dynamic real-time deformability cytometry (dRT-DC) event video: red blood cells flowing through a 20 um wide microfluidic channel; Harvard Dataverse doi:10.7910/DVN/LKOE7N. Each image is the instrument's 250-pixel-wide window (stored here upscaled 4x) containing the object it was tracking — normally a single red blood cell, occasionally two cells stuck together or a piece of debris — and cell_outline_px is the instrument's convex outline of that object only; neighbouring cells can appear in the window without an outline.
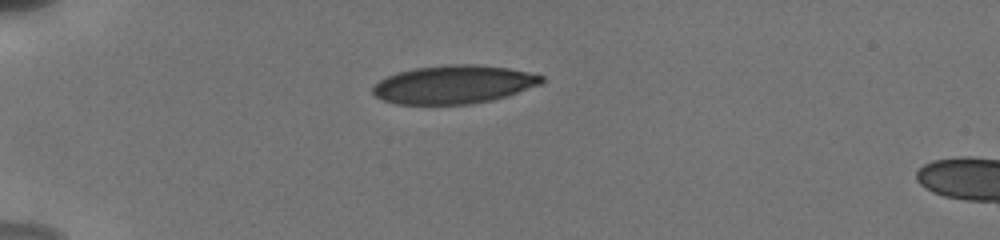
{"species": "human", "species_latin": "Homo sapiens", "temperature_condition": "cold", "stored_images_in_passage": 42, "camera_frame_rate_fps": 3000, "um_per_image_px": 0.085, "donor": {"sex": "male"}, "frame": {"image": 1, "passage_image": 1, "time_ms": 0.0, "image_size_px": [1000, 240], "cell_outline_px": [[544, 80], [540, 84], [508, 96], [492, 100], [472, 104], [396, 104], [384, 100], [376, 96], [372, 92], [372, 88], [380, 80], [396, 72], [416, 68], [452, 64], [472, 64], [508, 68], [528, 72], [544, 76]], "centroid_in_image_um": [38.58, 7.18], "position_along_channel_um": 46.4, "area_um2": 37.57}}
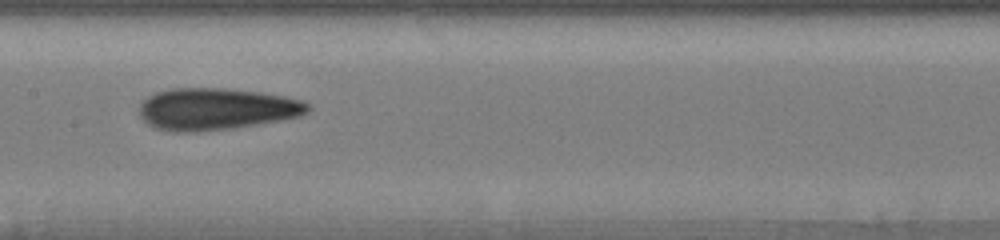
{"frame": {"image": 2, "passage_image": 15, "time_ms": 4.667, "image_size_px": [1000, 240], "cell_outline_px": [[312, 108], [308, 112], [300, 116], [280, 120], [232, 128], [196, 132], [172, 132], [152, 128], [140, 116], [140, 104], [148, 96], [156, 92], [172, 88], [224, 88], [260, 92], [284, 96], [300, 100], [312, 104]], "centroid_in_image_um": [18.38, 9.27], "position_along_channel_um": 189.0, "area_um2": 41.33}}
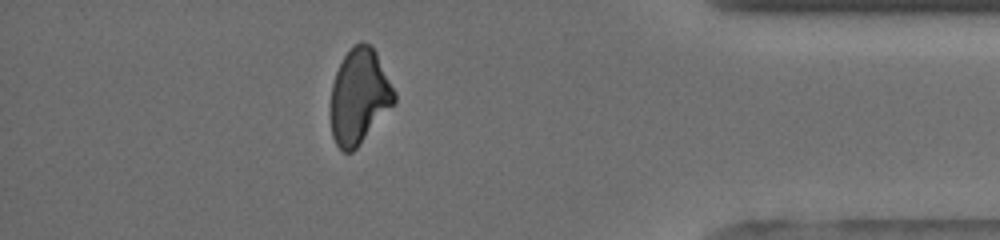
{"frame": {"image": 3, "passage_image": 37, "time_ms": 11.0, "image_size_px": [1000, 240], "cell_outline_px": [[396, 100], [360, 144], [352, 152], [344, 152], [336, 144], [332, 136], [332, 84], [336, 72], [344, 56], [352, 44], [360, 40], [368, 44], [376, 52], [396, 92]], "centroid_in_image_um": [30.54, 8.16], "position_along_channel_um": 404.7, "area_um2": 34.8}, "authors_computed_cell_mechanics": {"area_um2": 38.8994, "velocity_mm_per_s": 3.852, "shape_relaxation_time_tau1_ms": 6.8188, "shape_relaxation_time_tau2_ms": 3.2343, "deformation_change_tau1": 0.1429, "deformation_change_tau2": 0.103}}